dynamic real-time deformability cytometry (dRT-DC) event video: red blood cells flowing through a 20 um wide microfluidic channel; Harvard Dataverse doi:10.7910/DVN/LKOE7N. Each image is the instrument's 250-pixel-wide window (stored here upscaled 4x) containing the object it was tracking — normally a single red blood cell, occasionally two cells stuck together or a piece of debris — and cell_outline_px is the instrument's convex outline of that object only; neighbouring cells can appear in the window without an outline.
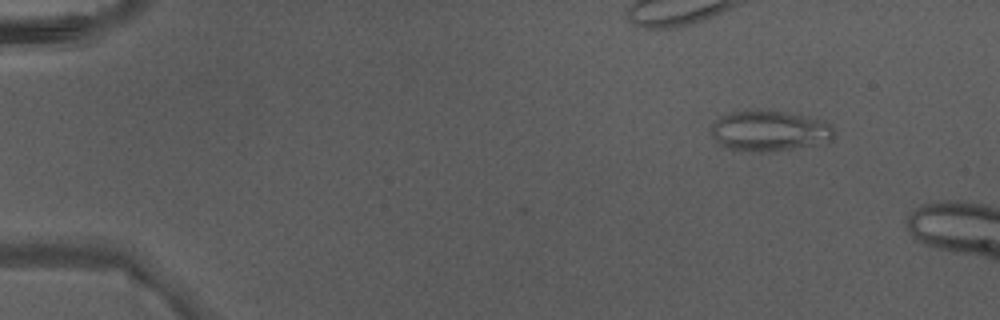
{"species": "Egyptian fruit bat (a non-hibernating species)", "species_latin": "Rousettus aegyptiacus", "temperature_condition": "warm", "stored_images_in_passage": 2, "camera_frame_rate_fps": 3000, "um_per_image_px": 0.085, "animal": {"sex": "male"}, "frame": {"image": 1, "passage_image": 2, "time_ms": 0.333, "image_size_px": [1000, 320], "cell_outline_px": [[836, 132], [832, 140], [816, 144], [768, 152], [756, 152], [728, 148], [720, 144], [708, 132], [708, 128], [720, 116], [732, 112], [756, 108], [764, 108], [788, 112], [824, 120]], "centroid_in_image_um": [65.36, 11.09], "position_along_channel_um": 19.6, "area_um2": 29.65}}